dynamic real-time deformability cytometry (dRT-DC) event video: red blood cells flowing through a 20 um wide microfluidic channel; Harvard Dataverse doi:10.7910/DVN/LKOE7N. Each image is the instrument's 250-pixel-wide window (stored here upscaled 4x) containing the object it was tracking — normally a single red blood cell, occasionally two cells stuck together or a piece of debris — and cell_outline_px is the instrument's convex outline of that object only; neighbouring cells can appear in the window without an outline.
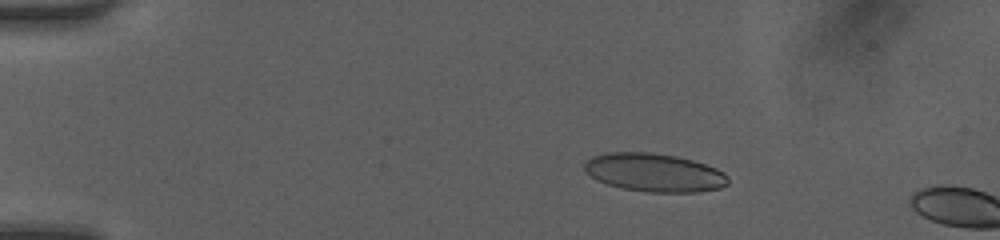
{"species": "human", "species_latin": "Homo sapiens", "temperature_condition": "room temperature", "stored_images_in_passage": 13, "camera_frame_rate_fps": 3000, "um_per_image_px": 0.085, "donor": {"sex": "female"}, "frame": {"image": 1, "passage_image": 10, "time_ms": 3.0, "image_size_px": [1000, 240], "cell_outline_px": [[728, 184], [720, 188], [696, 192], [648, 192], [620, 188], [596, 180], [584, 172], [584, 164], [592, 156], [608, 152], [652, 152], [676, 156], [692, 160], [716, 168], [724, 172], [728, 176]], "centroid_in_image_um": [55.59, 14.67], "position_along_channel_um": 29.4, "area_um2": 32.25}}